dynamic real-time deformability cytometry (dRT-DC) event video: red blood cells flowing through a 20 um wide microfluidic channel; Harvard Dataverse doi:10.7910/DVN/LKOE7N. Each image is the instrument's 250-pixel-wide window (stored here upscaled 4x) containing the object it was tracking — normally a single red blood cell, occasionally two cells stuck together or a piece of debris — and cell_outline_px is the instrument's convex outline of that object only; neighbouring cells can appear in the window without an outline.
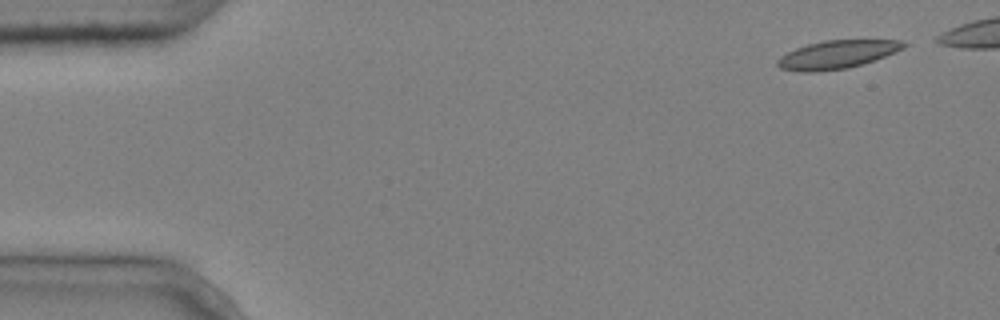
{"species": "common noctule bat (a hibernating species)", "species_latin": "Nyctalus noctula", "temperature_condition": "cold", "stored_images_in_passage": 6, "camera_frame_rate_fps": 3000, "um_per_image_px": 0.085, "animal": {"sex": "male", "body_mass_g": 20.4}, "frame": {"image": 1, "passage_image": 1, "time_ms": 0.0, "image_size_px": [1000, 320], "cell_outline_px": [[908, 44], [904, 48], [884, 56], [848, 68], [812, 72], [800, 72], [780, 68], [776, 64], [776, 60], [780, 56], [796, 48], [808, 44], [824, 40], [900, 40]], "centroid_in_image_um": [71.11, 4.63], "position_along_channel_um": 13.9, "area_um2": 20.52}}